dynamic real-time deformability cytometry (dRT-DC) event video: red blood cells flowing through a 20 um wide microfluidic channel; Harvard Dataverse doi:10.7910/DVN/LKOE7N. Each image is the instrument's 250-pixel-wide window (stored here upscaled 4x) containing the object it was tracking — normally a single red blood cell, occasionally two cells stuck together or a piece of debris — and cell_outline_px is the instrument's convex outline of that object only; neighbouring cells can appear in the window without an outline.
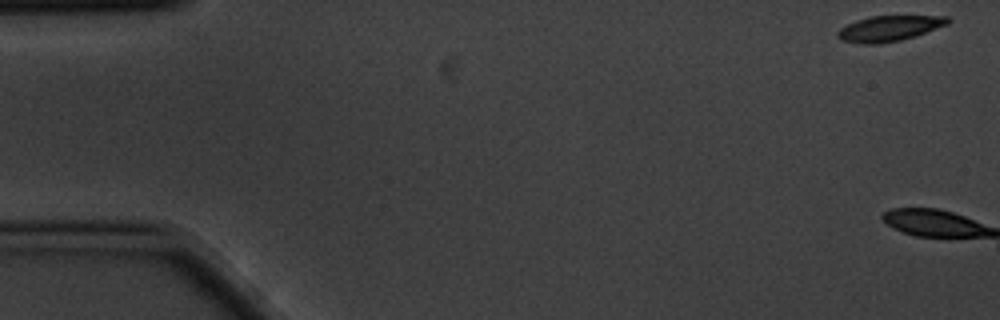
{"species": "common noctule bat (a hibernating species)", "species_latin": "Nyctalus noctula", "temperature_condition": "cold", "stored_images_in_passage": 5, "camera_frame_rate_fps": 3000, "um_per_image_px": 0.085, "animal": {"sex": "male", "body_mass_g": 20.1, "forearm_length_mm": 53.5}, "frame": {"image": 1, "passage_image": 1, "time_ms": 0.0, "image_size_px": [1000, 320], "cell_outline_px": [[948, 24], [900, 40], [880, 44], [864, 44], [840, 40], [836, 36], [836, 32], [840, 28], [856, 20], [872, 16], [948, 16]], "centroid_in_image_um": [75.5, 2.42], "position_along_channel_um": 9.5, "area_um2": 16.13}}